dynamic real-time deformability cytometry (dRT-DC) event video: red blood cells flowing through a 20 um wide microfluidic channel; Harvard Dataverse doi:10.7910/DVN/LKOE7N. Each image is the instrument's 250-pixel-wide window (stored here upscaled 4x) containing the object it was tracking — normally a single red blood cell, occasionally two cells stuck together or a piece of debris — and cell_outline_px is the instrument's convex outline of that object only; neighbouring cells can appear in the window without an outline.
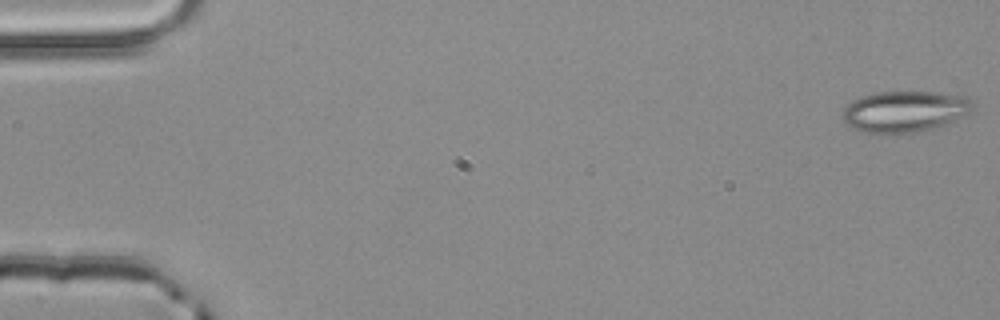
{"species": "common noctule bat (a hibernating species)", "species_latin": "Nyctalus noctula", "temperature_condition": "room temperature", "stored_images_in_passage": 4, "camera_frame_rate_fps": 3000, "um_per_image_px": 0.085, "animal": {"sex": "male", "body_mass_g": 20.4}, "frame": {"image": 1, "passage_image": 1, "time_ms": 0.0, "image_size_px": [1000, 320], "cell_outline_px": [[976, 104], [968, 112], [944, 124], [932, 128], [916, 132], [880, 136], [864, 132], [848, 124], [844, 120], [844, 108], [852, 100], [860, 96], [876, 92], [936, 92], [964, 96]], "centroid_in_image_um": [76.86, 9.49], "position_along_channel_um": 8.1, "area_um2": 31.21}}